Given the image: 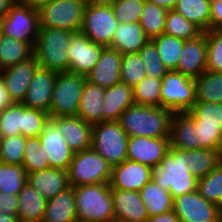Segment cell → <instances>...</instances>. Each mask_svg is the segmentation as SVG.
I'll return each mask as SVG.
<instances>
[{
	"label": "cell",
	"instance_id": "obj_1",
	"mask_svg": "<svg viewBox=\"0 0 222 222\" xmlns=\"http://www.w3.org/2000/svg\"><path fill=\"white\" fill-rule=\"evenodd\" d=\"M172 115L163 107L134 103L121 114L119 123L129 137H170Z\"/></svg>",
	"mask_w": 222,
	"mask_h": 222
},
{
	"label": "cell",
	"instance_id": "obj_2",
	"mask_svg": "<svg viewBox=\"0 0 222 222\" xmlns=\"http://www.w3.org/2000/svg\"><path fill=\"white\" fill-rule=\"evenodd\" d=\"M152 179L173 198L197 189L198 178L188 168L187 149L170 146L160 164L152 168Z\"/></svg>",
	"mask_w": 222,
	"mask_h": 222
},
{
	"label": "cell",
	"instance_id": "obj_3",
	"mask_svg": "<svg viewBox=\"0 0 222 222\" xmlns=\"http://www.w3.org/2000/svg\"><path fill=\"white\" fill-rule=\"evenodd\" d=\"M74 32L40 27L34 45V57L39 67L57 73L69 72L68 45Z\"/></svg>",
	"mask_w": 222,
	"mask_h": 222
},
{
	"label": "cell",
	"instance_id": "obj_4",
	"mask_svg": "<svg viewBox=\"0 0 222 222\" xmlns=\"http://www.w3.org/2000/svg\"><path fill=\"white\" fill-rule=\"evenodd\" d=\"M78 222L115 220L109 183L74 187Z\"/></svg>",
	"mask_w": 222,
	"mask_h": 222
},
{
	"label": "cell",
	"instance_id": "obj_5",
	"mask_svg": "<svg viewBox=\"0 0 222 222\" xmlns=\"http://www.w3.org/2000/svg\"><path fill=\"white\" fill-rule=\"evenodd\" d=\"M70 187L109 183L112 166L92 148L75 152L67 169Z\"/></svg>",
	"mask_w": 222,
	"mask_h": 222
},
{
	"label": "cell",
	"instance_id": "obj_6",
	"mask_svg": "<svg viewBox=\"0 0 222 222\" xmlns=\"http://www.w3.org/2000/svg\"><path fill=\"white\" fill-rule=\"evenodd\" d=\"M188 113L195 119L198 149L222 151V104L195 102Z\"/></svg>",
	"mask_w": 222,
	"mask_h": 222
},
{
	"label": "cell",
	"instance_id": "obj_7",
	"mask_svg": "<svg viewBox=\"0 0 222 222\" xmlns=\"http://www.w3.org/2000/svg\"><path fill=\"white\" fill-rule=\"evenodd\" d=\"M127 133L119 121H105L92 125L91 148L114 167L127 160Z\"/></svg>",
	"mask_w": 222,
	"mask_h": 222
},
{
	"label": "cell",
	"instance_id": "obj_8",
	"mask_svg": "<svg viewBox=\"0 0 222 222\" xmlns=\"http://www.w3.org/2000/svg\"><path fill=\"white\" fill-rule=\"evenodd\" d=\"M86 77L72 72L57 74L49 117L75 116L78 113Z\"/></svg>",
	"mask_w": 222,
	"mask_h": 222
},
{
	"label": "cell",
	"instance_id": "obj_9",
	"mask_svg": "<svg viewBox=\"0 0 222 222\" xmlns=\"http://www.w3.org/2000/svg\"><path fill=\"white\" fill-rule=\"evenodd\" d=\"M86 6L79 0H53L38 10L39 26L79 32Z\"/></svg>",
	"mask_w": 222,
	"mask_h": 222
},
{
	"label": "cell",
	"instance_id": "obj_10",
	"mask_svg": "<svg viewBox=\"0 0 222 222\" xmlns=\"http://www.w3.org/2000/svg\"><path fill=\"white\" fill-rule=\"evenodd\" d=\"M161 107L175 112H188L196 102L193 78L176 71H168L161 79Z\"/></svg>",
	"mask_w": 222,
	"mask_h": 222
},
{
	"label": "cell",
	"instance_id": "obj_11",
	"mask_svg": "<svg viewBox=\"0 0 222 222\" xmlns=\"http://www.w3.org/2000/svg\"><path fill=\"white\" fill-rule=\"evenodd\" d=\"M117 26L118 21L111 5L88 4L80 31L94 43L109 47Z\"/></svg>",
	"mask_w": 222,
	"mask_h": 222
},
{
	"label": "cell",
	"instance_id": "obj_12",
	"mask_svg": "<svg viewBox=\"0 0 222 222\" xmlns=\"http://www.w3.org/2000/svg\"><path fill=\"white\" fill-rule=\"evenodd\" d=\"M0 21L3 35L29 43L34 48L40 28L38 10L16 3Z\"/></svg>",
	"mask_w": 222,
	"mask_h": 222
},
{
	"label": "cell",
	"instance_id": "obj_13",
	"mask_svg": "<svg viewBox=\"0 0 222 222\" xmlns=\"http://www.w3.org/2000/svg\"><path fill=\"white\" fill-rule=\"evenodd\" d=\"M172 210L180 222H222V209L208 202L197 189L174 197Z\"/></svg>",
	"mask_w": 222,
	"mask_h": 222
},
{
	"label": "cell",
	"instance_id": "obj_14",
	"mask_svg": "<svg viewBox=\"0 0 222 222\" xmlns=\"http://www.w3.org/2000/svg\"><path fill=\"white\" fill-rule=\"evenodd\" d=\"M103 48L81 31L74 32L67 50L69 72L87 77L96 66Z\"/></svg>",
	"mask_w": 222,
	"mask_h": 222
},
{
	"label": "cell",
	"instance_id": "obj_15",
	"mask_svg": "<svg viewBox=\"0 0 222 222\" xmlns=\"http://www.w3.org/2000/svg\"><path fill=\"white\" fill-rule=\"evenodd\" d=\"M38 137L50 168L67 170L75 152L68 146L57 124L51 118L45 122L44 129Z\"/></svg>",
	"mask_w": 222,
	"mask_h": 222
},
{
	"label": "cell",
	"instance_id": "obj_16",
	"mask_svg": "<svg viewBox=\"0 0 222 222\" xmlns=\"http://www.w3.org/2000/svg\"><path fill=\"white\" fill-rule=\"evenodd\" d=\"M170 147V137L151 138L135 136L128 138L127 160L150 166H158Z\"/></svg>",
	"mask_w": 222,
	"mask_h": 222
},
{
	"label": "cell",
	"instance_id": "obj_17",
	"mask_svg": "<svg viewBox=\"0 0 222 222\" xmlns=\"http://www.w3.org/2000/svg\"><path fill=\"white\" fill-rule=\"evenodd\" d=\"M152 179V168L139 162L125 160L112 167L111 189L140 191Z\"/></svg>",
	"mask_w": 222,
	"mask_h": 222
},
{
	"label": "cell",
	"instance_id": "obj_18",
	"mask_svg": "<svg viewBox=\"0 0 222 222\" xmlns=\"http://www.w3.org/2000/svg\"><path fill=\"white\" fill-rule=\"evenodd\" d=\"M57 74L55 71L38 67L22 104L27 108L41 110L49 114Z\"/></svg>",
	"mask_w": 222,
	"mask_h": 222
},
{
	"label": "cell",
	"instance_id": "obj_19",
	"mask_svg": "<svg viewBox=\"0 0 222 222\" xmlns=\"http://www.w3.org/2000/svg\"><path fill=\"white\" fill-rule=\"evenodd\" d=\"M206 63L207 41L205 31L195 39L184 41L181 57L175 71L194 79L207 71Z\"/></svg>",
	"mask_w": 222,
	"mask_h": 222
},
{
	"label": "cell",
	"instance_id": "obj_20",
	"mask_svg": "<svg viewBox=\"0 0 222 222\" xmlns=\"http://www.w3.org/2000/svg\"><path fill=\"white\" fill-rule=\"evenodd\" d=\"M38 67L37 60L33 56L29 60L0 71L5 88L14 102L22 103Z\"/></svg>",
	"mask_w": 222,
	"mask_h": 222
},
{
	"label": "cell",
	"instance_id": "obj_21",
	"mask_svg": "<svg viewBox=\"0 0 222 222\" xmlns=\"http://www.w3.org/2000/svg\"><path fill=\"white\" fill-rule=\"evenodd\" d=\"M122 54L110 47H104L99 60L86 80L91 84L110 88L121 82Z\"/></svg>",
	"mask_w": 222,
	"mask_h": 222
},
{
	"label": "cell",
	"instance_id": "obj_22",
	"mask_svg": "<svg viewBox=\"0 0 222 222\" xmlns=\"http://www.w3.org/2000/svg\"><path fill=\"white\" fill-rule=\"evenodd\" d=\"M115 220L146 222L149 215L138 191L111 189Z\"/></svg>",
	"mask_w": 222,
	"mask_h": 222
},
{
	"label": "cell",
	"instance_id": "obj_23",
	"mask_svg": "<svg viewBox=\"0 0 222 222\" xmlns=\"http://www.w3.org/2000/svg\"><path fill=\"white\" fill-rule=\"evenodd\" d=\"M62 133L68 146L74 152H80L91 148L92 125L75 116L50 117Z\"/></svg>",
	"mask_w": 222,
	"mask_h": 222
},
{
	"label": "cell",
	"instance_id": "obj_24",
	"mask_svg": "<svg viewBox=\"0 0 222 222\" xmlns=\"http://www.w3.org/2000/svg\"><path fill=\"white\" fill-rule=\"evenodd\" d=\"M27 182L46 200L70 188L67 170L57 168L27 173Z\"/></svg>",
	"mask_w": 222,
	"mask_h": 222
},
{
	"label": "cell",
	"instance_id": "obj_25",
	"mask_svg": "<svg viewBox=\"0 0 222 222\" xmlns=\"http://www.w3.org/2000/svg\"><path fill=\"white\" fill-rule=\"evenodd\" d=\"M132 104H134L132 87L120 82L105 88L102 122L119 121L121 114Z\"/></svg>",
	"mask_w": 222,
	"mask_h": 222
},
{
	"label": "cell",
	"instance_id": "obj_26",
	"mask_svg": "<svg viewBox=\"0 0 222 222\" xmlns=\"http://www.w3.org/2000/svg\"><path fill=\"white\" fill-rule=\"evenodd\" d=\"M170 146L172 148L198 149L195 119L188 112H175L171 119Z\"/></svg>",
	"mask_w": 222,
	"mask_h": 222
},
{
	"label": "cell",
	"instance_id": "obj_27",
	"mask_svg": "<svg viewBox=\"0 0 222 222\" xmlns=\"http://www.w3.org/2000/svg\"><path fill=\"white\" fill-rule=\"evenodd\" d=\"M148 41L139 22L118 23L109 47L121 54L138 53Z\"/></svg>",
	"mask_w": 222,
	"mask_h": 222
},
{
	"label": "cell",
	"instance_id": "obj_28",
	"mask_svg": "<svg viewBox=\"0 0 222 222\" xmlns=\"http://www.w3.org/2000/svg\"><path fill=\"white\" fill-rule=\"evenodd\" d=\"M42 222H78L73 187L47 200Z\"/></svg>",
	"mask_w": 222,
	"mask_h": 222
},
{
	"label": "cell",
	"instance_id": "obj_29",
	"mask_svg": "<svg viewBox=\"0 0 222 222\" xmlns=\"http://www.w3.org/2000/svg\"><path fill=\"white\" fill-rule=\"evenodd\" d=\"M17 196L19 222H42L47 200L28 182Z\"/></svg>",
	"mask_w": 222,
	"mask_h": 222
},
{
	"label": "cell",
	"instance_id": "obj_30",
	"mask_svg": "<svg viewBox=\"0 0 222 222\" xmlns=\"http://www.w3.org/2000/svg\"><path fill=\"white\" fill-rule=\"evenodd\" d=\"M105 88L86 81L77 115L88 124L102 122Z\"/></svg>",
	"mask_w": 222,
	"mask_h": 222
},
{
	"label": "cell",
	"instance_id": "obj_31",
	"mask_svg": "<svg viewBox=\"0 0 222 222\" xmlns=\"http://www.w3.org/2000/svg\"><path fill=\"white\" fill-rule=\"evenodd\" d=\"M33 47L24 41L0 35V71L34 56Z\"/></svg>",
	"mask_w": 222,
	"mask_h": 222
},
{
	"label": "cell",
	"instance_id": "obj_32",
	"mask_svg": "<svg viewBox=\"0 0 222 222\" xmlns=\"http://www.w3.org/2000/svg\"><path fill=\"white\" fill-rule=\"evenodd\" d=\"M139 193L149 217L168 212L173 208L171 193L163 189L153 179L149 180Z\"/></svg>",
	"mask_w": 222,
	"mask_h": 222
},
{
	"label": "cell",
	"instance_id": "obj_33",
	"mask_svg": "<svg viewBox=\"0 0 222 222\" xmlns=\"http://www.w3.org/2000/svg\"><path fill=\"white\" fill-rule=\"evenodd\" d=\"M194 82L196 102L222 104V72L205 71Z\"/></svg>",
	"mask_w": 222,
	"mask_h": 222
},
{
	"label": "cell",
	"instance_id": "obj_34",
	"mask_svg": "<svg viewBox=\"0 0 222 222\" xmlns=\"http://www.w3.org/2000/svg\"><path fill=\"white\" fill-rule=\"evenodd\" d=\"M188 168L192 175L201 178L222 162V151L210 149L187 150Z\"/></svg>",
	"mask_w": 222,
	"mask_h": 222
},
{
	"label": "cell",
	"instance_id": "obj_35",
	"mask_svg": "<svg viewBox=\"0 0 222 222\" xmlns=\"http://www.w3.org/2000/svg\"><path fill=\"white\" fill-rule=\"evenodd\" d=\"M174 10L203 32L210 30V0H178Z\"/></svg>",
	"mask_w": 222,
	"mask_h": 222
},
{
	"label": "cell",
	"instance_id": "obj_36",
	"mask_svg": "<svg viewBox=\"0 0 222 222\" xmlns=\"http://www.w3.org/2000/svg\"><path fill=\"white\" fill-rule=\"evenodd\" d=\"M159 53L160 59L168 71H175L184 41L178 37L170 36L165 33L151 39Z\"/></svg>",
	"mask_w": 222,
	"mask_h": 222
},
{
	"label": "cell",
	"instance_id": "obj_37",
	"mask_svg": "<svg viewBox=\"0 0 222 222\" xmlns=\"http://www.w3.org/2000/svg\"><path fill=\"white\" fill-rule=\"evenodd\" d=\"M167 11L149 0H145L139 23L150 40L164 33Z\"/></svg>",
	"mask_w": 222,
	"mask_h": 222
},
{
	"label": "cell",
	"instance_id": "obj_38",
	"mask_svg": "<svg viewBox=\"0 0 222 222\" xmlns=\"http://www.w3.org/2000/svg\"><path fill=\"white\" fill-rule=\"evenodd\" d=\"M164 33L186 41L197 38L203 31L193 22L172 9L167 11Z\"/></svg>",
	"mask_w": 222,
	"mask_h": 222
},
{
	"label": "cell",
	"instance_id": "obj_39",
	"mask_svg": "<svg viewBox=\"0 0 222 222\" xmlns=\"http://www.w3.org/2000/svg\"><path fill=\"white\" fill-rule=\"evenodd\" d=\"M198 192L222 209V162L209 174L197 180Z\"/></svg>",
	"mask_w": 222,
	"mask_h": 222
},
{
	"label": "cell",
	"instance_id": "obj_40",
	"mask_svg": "<svg viewBox=\"0 0 222 222\" xmlns=\"http://www.w3.org/2000/svg\"><path fill=\"white\" fill-rule=\"evenodd\" d=\"M27 182L22 166L0 162V192L18 195Z\"/></svg>",
	"mask_w": 222,
	"mask_h": 222
},
{
	"label": "cell",
	"instance_id": "obj_41",
	"mask_svg": "<svg viewBox=\"0 0 222 222\" xmlns=\"http://www.w3.org/2000/svg\"><path fill=\"white\" fill-rule=\"evenodd\" d=\"M22 167L27 173H34L50 168L49 160L46 154L43 153V147L40 144L38 136L26 137Z\"/></svg>",
	"mask_w": 222,
	"mask_h": 222
},
{
	"label": "cell",
	"instance_id": "obj_42",
	"mask_svg": "<svg viewBox=\"0 0 222 222\" xmlns=\"http://www.w3.org/2000/svg\"><path fill=\"white\" fill-rule=\"evenodd\" d=\"M161 79L147 76L135 87L134 103L144 106L161 107Z\"/></svg>",
	"mask_w": 222,
	"mask_h": 222
},
{
	"label": "cell",
	"instance_id": "obj_43",
	"mask_svg": "<svg viewBox=\"0 0 222 222\" xmlns=\"http://www.w3.org/2000/svg\"><path fill=\"white\" fill-rule=\"evenodd\" d=\"M23 104L14 102L0 113V138L22 135Z\"/></svg>",
	"mask_w": 222,
	"mask_h": 222
},
{
	"label": "cell",
	"instance_id": "obj_44",
	"mask_svg": "<svg viewBox=\"0 0 222 222\" xmlns=\"http://www.w3.org/2000/svg\"><path fill=\"white\" fill-rule=\"evenodd\" d=\"M120 71L121 82L132 88L146 77L144 63L138 53L122 54Z\"/></svg>",
	"mask_w": 222,
	"mask_h": 222
},
{
	"label": "cell",
	"instance_id": "obj_45",
	"mask_svg": "<svg viewBox=\"0 0 222 222\" xmlns=\"http://www.w3.org/2000/svg\"><path fill=\"white\" fill-rule=\"evenodd\" d=\"M25 144L22 135L0 138V162L22 166Z\"/></svg>",
	"mask_w": 222,
	"mask_h": 222
},
{
	"label": "cell",
	"instance_id": "obj_46",
	"mask_svg": "<svg viewBox=\"0 0 222 222\" xmlns=\"http://www.w3.org/2000/svg\"><path fill=\"white\" fill-rule=\"evenodd\" d=\"M139 56L144 63L146 75L155 79H162L168 72L160 59L157 48L152 40L149 41L138 51Z\"/></svg>",
	"mask_w": 222,
	"mask_h": 222
},
{
	"label": "cell",
	"instance_id": "obj_47",
	"mask_svg": "<svg viewBox=\"0 0 222 222\" xmlns=\"http://www.w3.org/2000/svg\"><path fill=\"white\" fill-rule=\"evenodd\" d=\"M207 71L222 72V30L206 31Z\"/></svg>",
	"mask_w": 222,
	"mask_h": 222
},
{
	"label": "cell",
	"instance_id": "obj_48",
	"mask_svg": "<svg viewBox=\"0 0 222 222\" xmlns=\"http://www.w3.org/2000/svg\"><path fill=\"white\" fill-rule=\"evenodd\" d=\"M145 0H116L111 6L118 23L139 22Z\"/></svg>",
	"mask_w": 222,
	"mask_h": 222
},
{
	"label": "cell",
	"instance_id": "obj_49",
	"mask_svg": "<svg viewBox=\"0 0 222 222\" xmlns=\"http://www.w3.org/2000/svg\"><path fill=\"white\" fill-rule=\"evenodd\" d=\"M49 118L50 117L48 113L37 109L27 108L23 105L22 136H39L44 129L45 122Z\"/></svg>",
	"mask_w": 222,
	"mask_h": 222
},
{
	"label": "cell",
	"instance_id": "obj_50",
	"mask_svg": "<svg viewBox=\"0 0 222 222\" xmlns=\"http://www.w3.org/2000/svg\"><path fill=\"white\" fill-rule=\"evenodd\" d=\"M18 196L0 192V211L17 216Z\"/></svg>",
	"mask_w": 222,
	"mask_h": 222
},
{
	"label": "cell",
	"instance_id": "obj_51",
	"mask_svg": "<svg viewBox=\"0 0 222 222\" xmlns=\"http://www.w3.org/2000/svg\"><path fill=\"white\" fill-rule=\"evenodd\" d=\"M210 30H222V1H210Z\"/></svg>",
	"mask_w": 222,
	"mask_h": 222
},
{
	"label": "cell",
	"instance_id": "obj_52",
	"mask_svg": "<svg viewBox=\"0 0 222 222\" xmlns=\"http://www.w3.org/2000/svg\"><path fill=\"white\" fill-rule=\"evenodd\" d=\"M13 103L14 101L11 99L9 92L6 90L3 78L0 75V113Z\"/></svg>",
	"mask_w": 222,
	"mask_h": 222
},
{
	"label": "cell",
	"instance_id": "obj_53",
	"mask_svg": "<svg viewBox=\"0 0 222 222\" xmlns=\"http://www.w3.org/2000/svg\"><path fill=\"white\" fill-rule=\"evenodd\" d=\"M146 222H180V219L173 210H170L159 215L148 217Z\"/></svg>",
	"mask_w": 222,
	"mask_h": 222
},
{
	"label": "cell",
	"instance_id": "obj_54",
	"mask_svg": "<svg viewBox=\"0 0 222 222\" xmlns=\"http://www.w3.org/2000/svg\"><path fill=\"white\" fill-rule=\"evenodd\" d=\"M52 1L53 0H16V3L39 10L42 6H45Z\"/></svg>",
	"mask_w": 222,
	"mask_h": 222
},
{
	"label": "cell",
	"instance_id": "obj_55",
	"mask_svg": "<svg viewBox=\"0 0 222 222\" xmlns=\"http://www.w3.org/2000/svg\"><path fill=\"white\" fill-rule=\"evenodd\" d=\"M15 4L16 0H0V20L8 14Z\"/></svg>",
	"mask_w": 222,
	"mask_h": 222
},
{
	"label": "cell",
	"instance_id": "obj_56",
	"mask_svg": "<svg viewBox=\"0 0 222 222\" xmlns=\"http://www.w3.org/2000/svg\"><path fill=\"white\" fill-rule=\"evenodd\" d=\"M149 1L167 10L174 9L176 3L178 2V0H149Z\"/></svg>",
	"mask_w": 222,
	"mask_h": 222
},
{
	"label": "cell",
	"instance_id": "obj_57",
	"mask_svg": "<svg viewBox=\"0 0 222 222\" xmlns=\"http://www.w3.org/2000/svg\"><path fill=\"white\" fill-rule=\"evenodd\" d=\"M0 222H19L18 216L10 215L0 211Z\"/></svg>",
	"mask_w": 222,
	"mask_h": 222
},
{
	"label": "cell",
	"instance_id": "obj_58",
	"mask_svg": "<svg viewBox=\"0 0 222 222\" xmlns=\"http://www.w3.org/2000/svg\"><path fill=\"white\" fill-rule=\"evenodd\" d=\"M116 0H92V4H108L111 5Z\"/></svg>",
	"mask_w": 222,
	"mask_h": 222
},
{
	"label": "cell",
	"instance_id": "obj_59",
	"mask_svg": "<svg viewBox=\"0 0 222 222\" xmlns=\"http://www.w3.org/2000/svg\"><path fill=\"white\" fill-rule=\"evenodd\" d=\"M80 2L88 5V4H92V0H79Z\"/></svg>",
	"mask_w": 222,
	"mask_h": 222
},
{
	"label": "cell",
	"instance_id": "obj_60",
	"mask_svg": "<svg viewBox=\"0 0 222 222\" xmlns=\"http://www.w3.org/2000/svg\"><path fill=\"white\" fill-rule=\"evenodd\" d=\"M111 222H121V221H118V220H112Z\"/></svg>",
	"mask_w": 222,
	"mask_h": 222
}]
</instances>
